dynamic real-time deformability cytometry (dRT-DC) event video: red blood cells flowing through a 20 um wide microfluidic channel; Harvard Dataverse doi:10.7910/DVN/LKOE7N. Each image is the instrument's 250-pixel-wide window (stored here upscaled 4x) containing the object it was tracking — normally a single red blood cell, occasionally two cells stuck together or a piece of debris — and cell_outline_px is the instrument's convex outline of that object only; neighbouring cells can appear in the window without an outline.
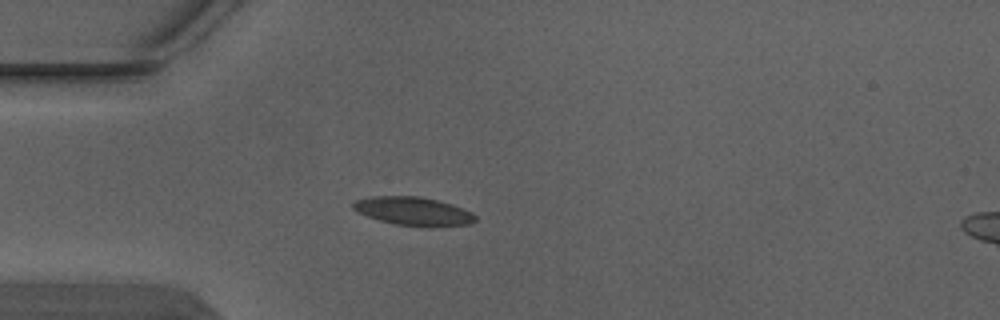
{"species": "Egyptian fruit bat (a non-hibernating species)", "species_latin": "Rousettus aegyptiacus", "temperature_condition": "warm", "stored_images_in_passage": 4, "camera_frame_rate_fps": 3000, "um_per_image_px": 0.085, "animal": {"sex": "male"}, "frame": {"image": 1, "passage_image": 4, "time_ms": 1.0, "image_size_px": [1000, 320], "cell_outline_px": [[476, 220], [472, 224], [432, 228], [396, 224], [380, 220], [356, 212], [352, 208], [352, 204], [356, 200], [372, 196], [420, 196], [452, 204], [472, 212], [476, 216]], "centroid_in_image_um": [35.17, 17.97], "position_along_channel_um": 49.8, "area_um2": 20.52}}